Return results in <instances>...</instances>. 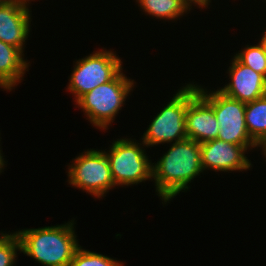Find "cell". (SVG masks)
<instances>
[{
	"label": "cell",
	"instance_id": "cell-11",
	"mask_svg": "<svg viewBox=\"0 0 266 266\" xmlns=\"http://www.w3.org/2000/svg\"><path fill=\"white\" fill-rule=\"evenodd\" d=\"M228 70L231 82L218 89L227 97L248 103L266 95V78L262 74L240 63L235 57Z\"/></svg>",
	"mask_w": 266,
	"mask_h": 266
},
{
	"label": "cell",
	"instance_id": "cell-22",
	"mask_svg": "<svg viewBox=\"0 0 266 266\" xmlns=\"http://www.w3.org/2000/svg\"><path fill=\"white\" fill-rule=\"evenodd\" d=\"M261 41L264 43L266 47V31H264L263 37L261 38Z\"/></svg>",
	"mask_w": 266,
	"mask_h": 266
},
{
	"label": "cell",
	"instance_id": "cell-12",
	"mask_svg": "<svg viewBox=\"0 0 266 266\" xmlns=\"http://www.w3.org/2000/svg\"><path fill=\"white\" fill-rule=\"evenodd\" d=\"M185 125L187 138L200 144L218 137L219 124L213 108L199 94L188 104Z\"/></svg>",
	"mask_w": 266,
	"mask_h": 266
},
{
	"label": "cell",
	"instance_id": "cell-3",
	"mask_svg": "<svg viewBox=\"0 0 266 266\" xmlns=\"http://www.w3.org/2000/svg\"><path fill=\"white\" fill-rule=\"evenodd\" d=\"M133 88L134 80L128 79L121 70L111 81L81 96L76 104L92 125L107 130Z\"/></svg>",
	"mask_w": 266,
	"mask_h": 266
},
{
	"label": "cell",
	"instance_id": "cell-9",
	"mask_svg": "<svg viewBox=\"0 0 266 266\" xmlns=\"http://www.w3.org/2000/svg\"><path fill=\"white\" fill-rule=\"evenodd\" d=\"M247 148L231 144L219 139L206 141L200 144L202 170L214 171H243L252 167L245 156Z\"/></svg>",
	"mask_w": 266,
	"mask_h": 266
},
{
	"label": "cell",
	"instance_id": "cell-4",
	"mask_svg": "<svg viewBox=\"0 0 266 266\" xmlns=\"http://www.w3.org/2000/svg\"><path fill=\"white\" fill-rule=\"evenodd\" d=\"M196 85V86H195ZM198 94L197 84L182 87L154 117L141 142L143 146L181 141L187 138L185 115L189 102Z\"/></svg>",
	"mask_w": 266,
	"mask_h": 266
},
{
	"label": "cell",
	"instance_id": "cell-10",
	"mask_svg": "<svg viewBox=\"0 0 266 266\" xmlns=\"http://www.w3.org/2000/svg\"><path fill=\"white\" fill-rule=\"evenodd\" d=\"M28 3L25 0H0V40L22 52L31 24Z\"/></svg>",
	"mask_w": 266,
	"mask_h": 266
},
{
	"label": "cell",
	"instance_id": "cell-7",
	"mask_svg": "<svg viewBox=\"0 0 266 266\" xmlns=\"http://www.w3.org/2000/svg\"><path fill=\"white\" fill-rule=\"evenodd\" d=\"M69 79L68 90L75 102L95 87L111 81L122 69V61L112 51L99 50L77 60Z\"/></svg>",
	"mask_w": 266,
	"mask_h": 266
},
{
	"label": "cell",
	"instance_id": "cell-13",
	"mask_svg": "<svg viewBox=\"0 0 266 266\" xmlns=\"http://www.w3.org/2000/svg\"><path fill=\"white\" fill-rule=\"evenodd\" d=\"M23 56L19 48L0 40V87L4 90L11 91L22 80L29 66Z\"/></svg>",
	"mask_w": 266,
	"mask_h": 266
},
{
	"label": "cell",
	"instance_id": "cell-17",
	"mask_svg": "<svg viewBox=\"0 0 266 266\" xmlns=\"http://www.w3.org/2000/svg\"><path fill=\"white\" fill-rule=\"evenodd\" d=\"M119 260L87 251L81 246L74 253L70 266H123Z\"/></svg>",
	"mask_w": 266,
	"mask_h": 266
},
{
	"label": "cell",
	"instance_id": "cell-5",
	"mask_svg": "<svg viewBox=\"0 0 266 266\" xmlns=\"http://www.w3.org/2000/svg\"><path fill=\"white\" fill-rule=\"evenodd\" d=\"M197 90L198 94L213 108L219 124L217 139L245 146L247 149L258 147L251 139L246 127V103L227 97L219 90L208 93L198 85Z\"/></svg>",
	"mask_w": 266,
	"mask_h": 266
},
{
	"label": "cell",
	"instance_id": "cell-6",
	"mask_svg": "<svg viewBox=\"0 0 266 266\" xmlns=\"http://www.w3.org/2000/svg\"><path fill=\"white\" fill-rule=\"evenodd\" d=\"M141 143L117 139L105 152L115 186H129L152 179V164ZM151 178V179H150Z\"/></svg>",
	"mask_w": 266,
	"mask_h": 266
},
{
	"label": "cell",
	"instance_id": "cell-1",
	"mask_svg": "<svg viewBox=\"0 0 266 266\" xmlns=\"http://www.w3.org/2000/svg\"><path fill=\"white\" fill-rule=\"evenodd\" d=\"M201 172L200 143L189 138L173 142L167 153L152 164V180L157 195L165 204L181 191L188 190L187 184Z\"/></svg>",
	"mask_w": 266,
	"mask_h": 266
},
{
	"label": "cell",
	"instance_id": "cell-14",
	"mask_svg": "<svg viewBox=\"0 0 266 266\" xmlns=\"http://www.w3.org/2000/svg\"><path fill=\"white\" fill-rule=\"evenodd\" d=\"M245 121L251 139L259 146L266 139V95L246 103Z\"/></svg>",
	"mask_w": 266,
	"mask_h": 266
},
{
	"label": "cell",
	"instance_id": "cell-20",
	"mask_svg": "<svg viewBox=\"0 0 266 266\" xmlns=\"http://www.w3.org/2000/svg\"><path fill=\"white\" fill-rule=\"evenodd\" d=\"M3 159L4 158H3L2 154H1V150H0V173L2 172V169L4 168V165H5V161Z\"/></svg>",
	"mask_w": 266,
	"mask_h": 266
},
{
	"label": "cell",
	"instance_id": "cell-19",
	"mask_svg": "<svg viewBox=\"0 0 266 266\" xmlns=\"http://www.w3.org/2000/svg\"><path fill=\"white\" fill-rule=\"evenodd\" d=\"M191 6H192V4L194 3V6L195 5H198L199 6V8L201 7V8H204V7H207L209 4H210V2H211V0H186Z\"/></svg>",
	"mask_w": 266,
	"mask_h": 266
},
{
	"label": "cell",
	"instance_id": "cell-16",
	"mask_svg": "<svg viewBox=\"0 0 266 266\" xmlns=\"http://www.w3.org/2000/svg\"><path fill=\"white\" fill-rule=\"evenodd\" d=\"M234 57L242 64L252 68L266 78V47L260 40L257 45H247Z\"/></svg>",
	"mask_w": 266,
	"mask_h": 266
},
{
	"label": "cell",
	"instance_id": "cell-8",
	"mask_svg": "<svg viewBox=\"0 0 266 266\" xmlns=\"http://www.w3.org/2000/svg\"><path fill=\"white\" fill-rule=\"evenodd\" d=\"M72 163L68 168L70 185L83 189L95 198H102L109 189L115 188L105 151L87 150L77 156Z\"/></svg>",
	"mask_w": 266,
	"mask_h": 266
},
{
	"label": "cell",
	"instance_id": "cell-2",
	"mask_svg": "<svg viewBox=\"0 0 266 266\" xmlns=\"http://www.w3.org/2000/svg\"><path fill=\"white\" fill-rule=\"evenodd\" d=\"M74 220L63 225L16 231L21 251L43 266H70L79 248Z\"/></svg>",
	"mask_w": 266,
	"mask_h": 266
},
{
	"label": "cell",
	"instance_id": "cell-15",
	"mask_svg": "<svg viewBox=\"0 0 266 266\" xmlns=\"http://www.w3.org/2000/svg\"><path fill=\"white\" fill-rule=\"evenodd\" d=\"M140 9L152 17L175 20L192 8L186 0H136Z\"/></svg>",
	"mask_w": 266,
	"mask_h": 266
},
{
	"label": "cell",
	"instance_id": "cell-18",
	"mask_svg": "<svg viewBox=\"0 0 266 266\" xmlns=\"http://www.w3.org/2000/svg\"><path fill=\"white\" fill-rule=\"evenodd\" d=\"M0 266H14L21 243L16 232L0 233Z\"/></svg>",
	"mask_w": 266,
	"mask_h": 266
},
{
	"label": "cell",
	"instance_id": "cell-21",
	"mask_svg": "<svg viewBox=\"0 0 266 266\" xmlns=\"http://www.w3.org/2000/svg\"><path fill=\"white\" fill-rule=\"evenodd\" d=\"M258 147L262 148V152L266 157V139Z\"/></svg>",
	"mask_w": 266,
	"mask_h": 266
}]
</instances>
